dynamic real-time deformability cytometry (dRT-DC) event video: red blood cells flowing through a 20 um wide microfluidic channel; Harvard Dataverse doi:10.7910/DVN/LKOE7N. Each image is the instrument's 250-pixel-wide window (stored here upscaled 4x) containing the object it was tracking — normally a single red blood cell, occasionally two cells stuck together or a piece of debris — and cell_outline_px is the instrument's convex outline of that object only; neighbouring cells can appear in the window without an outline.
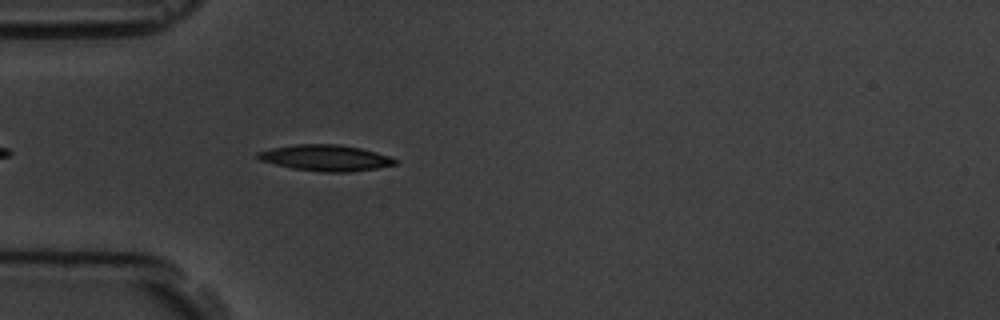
{"species": "common noctule bat (a hibernating species)", "species_latin": "Nyctalus noctula", "temperature_condition": "room temperature", "stored_images_in_passage": 4, "camera_frame_rate_fps": 3000, "um_per_image_px": 0.085, "animal": {"sex": "male", "body_mass_g": 19.5, "forearm_length_mm": 54.6}, "frame": {"image": 1, "passage_image": 4, "time_ms": 4.0, "image_size_px": [1000, 320], "cell_outline_px": [[396, 164], [376, 168], [348, 172], [324, 172], [292, 168], [260, 160], [256, 156], [256, 152], [268, 148], [296, 144], [336, 144], [360, 148], [376, 152], [388, 156], [396, 160]], "centroid_in_image_um": [27.62, 13.41], "position_along_channel_um": 57.4, "area_um2": 20.69}}